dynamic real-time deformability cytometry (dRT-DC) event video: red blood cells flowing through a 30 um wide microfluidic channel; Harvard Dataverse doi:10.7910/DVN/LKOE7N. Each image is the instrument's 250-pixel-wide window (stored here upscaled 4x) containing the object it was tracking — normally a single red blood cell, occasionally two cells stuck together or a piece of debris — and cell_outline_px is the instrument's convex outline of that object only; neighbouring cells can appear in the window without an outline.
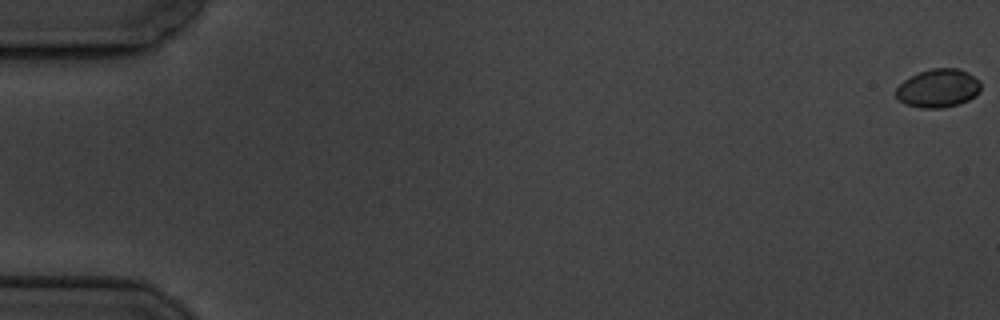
{"species": "common noctule bat (a hibernating species)", "species_latin": "Nyctalus noctula", "temperature_condition": "cold", "stored_images_in_passage": 11, "camera_frame_rate_fps": 3000, "um_per_image_px": 0.085, "animal": {"sex": "male", "body_mass_g": 19.5, "forearm_length_mm": 54.6}, "frame": {"image": 1, "passage_image": 1, "time_ms": 0.0, "image_size_px": [1000, 320], "cell_outline_px": [[980, 92], [976, 96], [968, 100], [944, 108], [920, 108], [904, 104], [892, 92], [904, 80], [920, 72], [932, 68], [956, 68], [980, 80]], "centroid_in_image_um": [79.71, 7.52], "position_along_channel_um": 5.3, "area_um2": 18.96}}
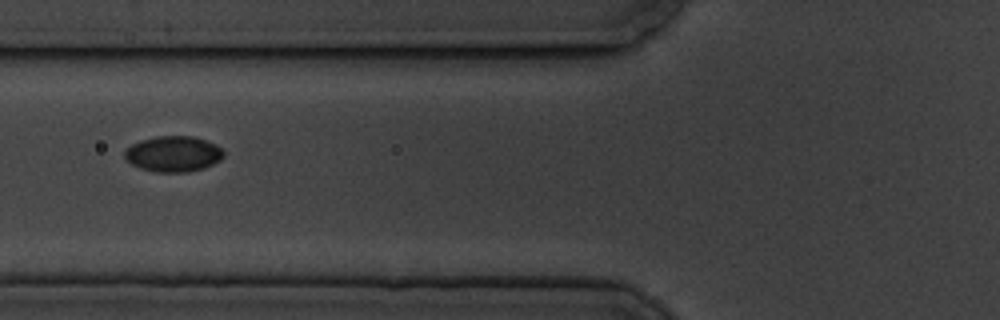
{"frame": {"image": 2, "passage_image": 7, "time_ms": 7.667, "image_size_px": [1000, 320], "cell_outline_px": [[224, 156], [220, 160], [204, 168], [188, 172], [156, 172], [140, 168], [132, 164], [124, 156], [124, 152], [132, 144], [140, 140], [156, 136], [192, 136], [216, 144], [224, 152]], "centroid_in_image_um": [14.74, 13.08], "position_along_channel_um": 111.1, "area_um2": 20.52}}
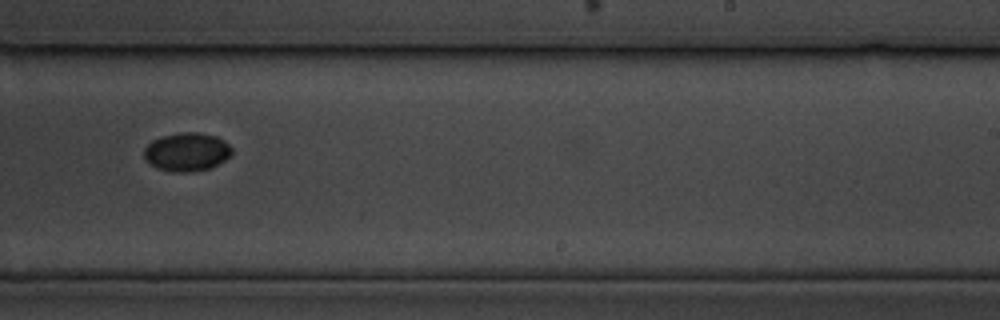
{"frame": {"image": 3, "passage_image": 11, "time_ms": 12.333, "image_size_px": [1000, 320], "cell_outline_px": [[232, 152], [224, 160], [212, 168], [188, 172], [172, 172], [156, 168], [144, 156], [144, 148], [152, 140], [160, 136], [180, 132], [196, 132], [216, 136], [224, 140], [232, 148]], "centroid_in_image_um": [15.88, 12.91], "position_along_channel_um": 273.1, "area_um2": 19.71}}